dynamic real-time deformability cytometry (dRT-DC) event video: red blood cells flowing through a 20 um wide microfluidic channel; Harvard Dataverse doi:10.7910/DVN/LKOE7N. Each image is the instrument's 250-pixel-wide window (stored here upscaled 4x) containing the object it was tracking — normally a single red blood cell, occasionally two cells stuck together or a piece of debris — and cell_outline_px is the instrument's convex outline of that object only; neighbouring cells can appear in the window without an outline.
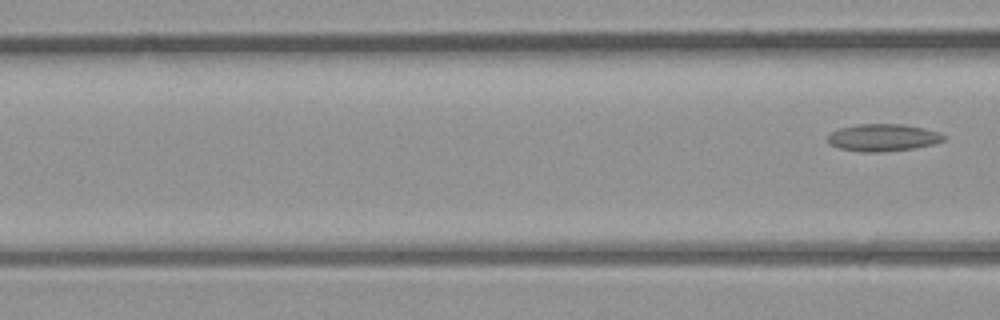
{"species": "common noctule bat (a hibernating species)", "species_latin": "Nyctalus noctula", "temperature_condition": "room temperature", "stored_images_in_passage": 4, "camera_frame_rate_fps": 3000, "um_per_image_px": 0.085, "animal": {"sex": "male", "body_mass_g": 23.1, "forearm_length_mm": 52.7}, "frame": {"image": 1, "passage_image": 4, "time_ms": 3.333, "image_size_px": [1000, 320], "cell_outline_px": [[944, 140], [932, 144], [912, 148], [880, 152], [860, 152], [840, 148], [832, 144], [828, 140], [828, 136], [832, 132], [840, 128], [860, 124], [904, 124], [924, 128], [940, 132], [944, 136]], "centroid_in_image_um": [75.06, 11.69], "position_along_channel_um": 91.5, "area_um2": 18.15}}